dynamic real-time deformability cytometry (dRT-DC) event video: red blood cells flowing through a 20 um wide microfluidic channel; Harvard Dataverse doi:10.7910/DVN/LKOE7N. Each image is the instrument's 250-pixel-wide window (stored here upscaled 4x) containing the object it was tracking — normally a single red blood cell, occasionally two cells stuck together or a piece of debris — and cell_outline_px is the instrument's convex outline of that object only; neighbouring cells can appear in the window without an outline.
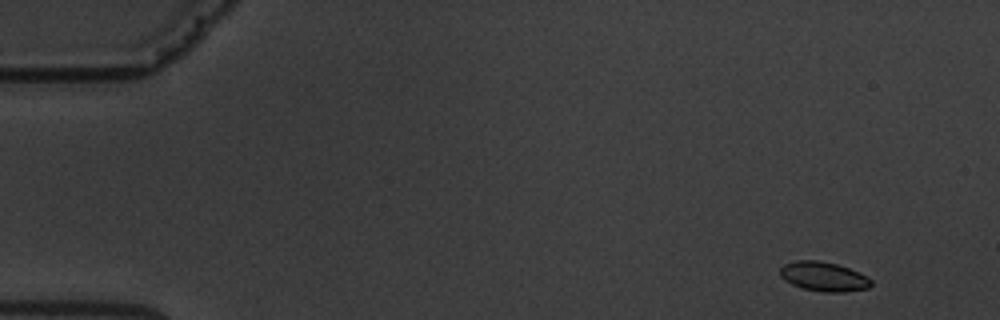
{"species": "common noctule bat (a hibernating species)", "species_latin": "Nyctalus noctula", "temperature_condition": "warm", "stored_images_in_passage": 4, "camera_frame_rate_fps": 3000, "um_per_image_px": 0.085, "animal": {"sex": "male", "body_mass_g": 19.5, "forearm_length_mm": 54.6}, "frame": {"image": 1, "passage_image": 1, "time_ms": 0.0, "image_size_px": [1000, 320], "cell_outline_px": [[872, 284], [868, 288], [844, 292], [824, 292], [804, 288], [792, 284], [784, 280], [780, 276], [780, 268], [784, 264], [796, 260], [816, 260], [836, 264], [848, 268], [868, 276], [872, 280]], "centroid_in_image_um": [70.01, 23.5], "position_along_channel_um": 15.0, "area_um2": 15.55}}
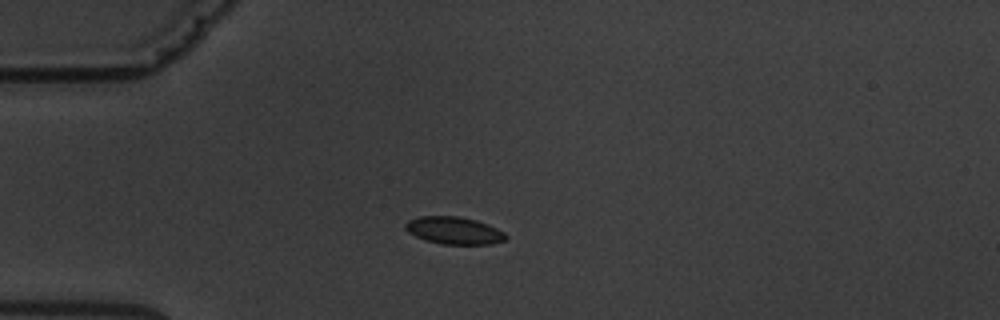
{"frame": {"image": 2, "passage_image": 4, "time_ms": 3.667, "image_size_px": [1000, 320], "cell_outline_px": [[508, 236], [504, 240], [492, 244], [440, 244], [424, 240], [408, 232], [404, 228], [404, 224], [408, 220], [420, 216], [456, 216], [476, 220], [488, 224], [504, 232]], "centroid_in_image_um": [38.57, 19.59], "position_along_channel_um": 46.4, "area_um2": 16.07}}